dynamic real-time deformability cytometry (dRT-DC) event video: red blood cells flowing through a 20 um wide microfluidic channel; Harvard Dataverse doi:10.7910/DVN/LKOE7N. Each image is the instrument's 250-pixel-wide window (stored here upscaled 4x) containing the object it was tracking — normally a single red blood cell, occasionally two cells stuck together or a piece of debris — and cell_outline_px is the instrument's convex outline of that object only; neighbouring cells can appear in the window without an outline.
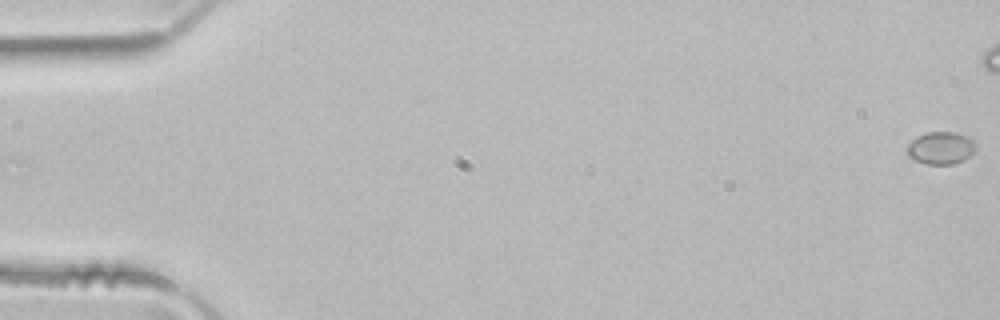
{"species": "common noctule bat (a hibernating species)", "species_latin": "Nyctalus noctula", "temperature_condition": "room temperature", "stored_images_in_passage": 5, "segment_of_instrument_passage": [1, 2], "camera_frame_rate_fps": 3000, "um_per_image_px": 0.085, "animal": {"sex": "male", "body_mass_g": 21.5, "forearm_length_mm": 52.0}, "frame": {"image": 1, "passage_image": 1, "time_ms": 0.0, "image_size_px": [1000, 320], "cell_outline_px": [[976, 148], [964, 160], [952, 164], [924, 164], [908, 156], [908, 144], [916, 136], [928, 132], [956, 132], [968, 136], [976, 144]], "centroid_in_image_um": [79.97, 12.57], "position_along_channel_um": 5.0, "area_um2": 12.95}}